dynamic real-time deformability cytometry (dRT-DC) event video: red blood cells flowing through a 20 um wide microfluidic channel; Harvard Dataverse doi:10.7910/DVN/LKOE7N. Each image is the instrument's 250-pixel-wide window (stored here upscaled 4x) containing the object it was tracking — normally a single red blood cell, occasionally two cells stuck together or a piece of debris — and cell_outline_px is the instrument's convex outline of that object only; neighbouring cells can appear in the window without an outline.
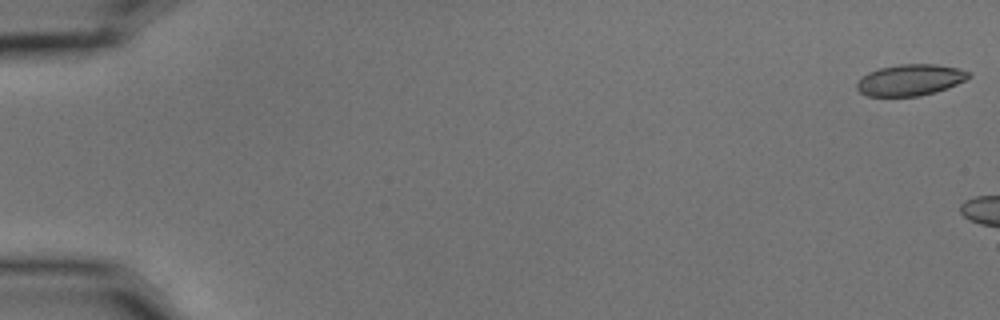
{"species": "common noctule bat (a hibernating species)", "species_latin": "Nyctalus noctula", "temperature_condition": "cold", "stored_images_in_passage": 3, "camera_frame_rate_fps": 3000, "um_per_image_px": 0.085, "animal": {"sex": "male", "body_mass_g": 15.6}, "frame": {"image": 1, "passage_image": 1, "time_ms": 0.0, "image_size_px": [1000, 320], "cell_outline_px": [[972, 76], [948, 88], [936, 92], [920, 96], [868, 96], [860, 92], [856, 88], [856, 84], [868, 72], [880, 68], [900, 64], [936, 64], [960, 68], [972, 72]], "centroid_in_image_um": [77.41, 6.79], "position_along_channel_um": 7.6, "area_um2": 20.46}}